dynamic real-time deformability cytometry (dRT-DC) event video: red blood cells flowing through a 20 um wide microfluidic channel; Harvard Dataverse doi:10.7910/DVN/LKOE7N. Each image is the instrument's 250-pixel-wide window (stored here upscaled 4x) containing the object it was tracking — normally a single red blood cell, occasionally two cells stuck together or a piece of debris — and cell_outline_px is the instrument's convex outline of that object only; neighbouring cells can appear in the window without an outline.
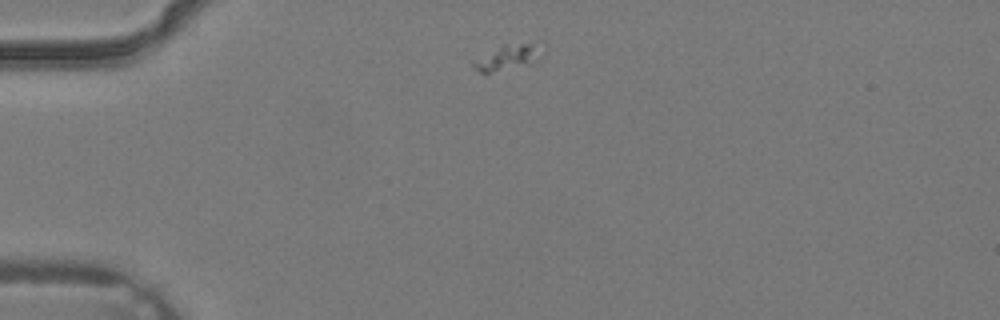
{"species": "common noctule bat (a hibernating species)", "species_latin": "Nyctalus noctula", "temperature_condition": "warm", "stored_images_in_passage": 2, "camera_frame_rate_fps": 3000, "um_per_image_px": 0.085, "animal": {"sex": "male", "body_mass_g": 19.2, "forearm_length_mm": 51.8}, "frame": {"image": 1, "passage_image": 1, "time_ms": 0.0, "image_size_px": [1000, 320], "cell_outline_px": [[544, 52], [532, 64], [492, 72], [480, 72], [472, 68], [472, 60], [500, 44], [528, 44]], "centroid_in_image_um": [43.04, 4.9], "position_along_channel_um": 42.0, "area_um2": 10.0}}
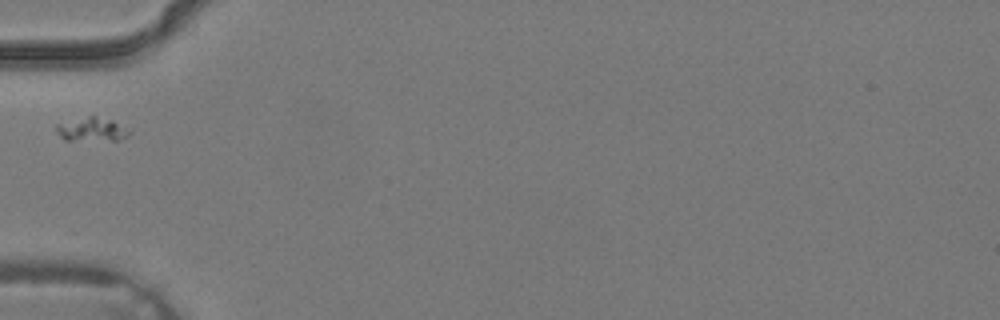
{"frame": {"image": 2, "passage_image": 2, "time_ms": 0.333, "image_size_px": [1000, 320], "cell_outline_px": [[132, 132], [128, 136], [120, 140], [64, 140], [56, 132], [56, 124], [88, 116], [96, 116], [112, 120]], "centroid_in_image_um": [7.8, 11.01], "position_along_channel_um": 77.2, "area_um2": 10.06}}